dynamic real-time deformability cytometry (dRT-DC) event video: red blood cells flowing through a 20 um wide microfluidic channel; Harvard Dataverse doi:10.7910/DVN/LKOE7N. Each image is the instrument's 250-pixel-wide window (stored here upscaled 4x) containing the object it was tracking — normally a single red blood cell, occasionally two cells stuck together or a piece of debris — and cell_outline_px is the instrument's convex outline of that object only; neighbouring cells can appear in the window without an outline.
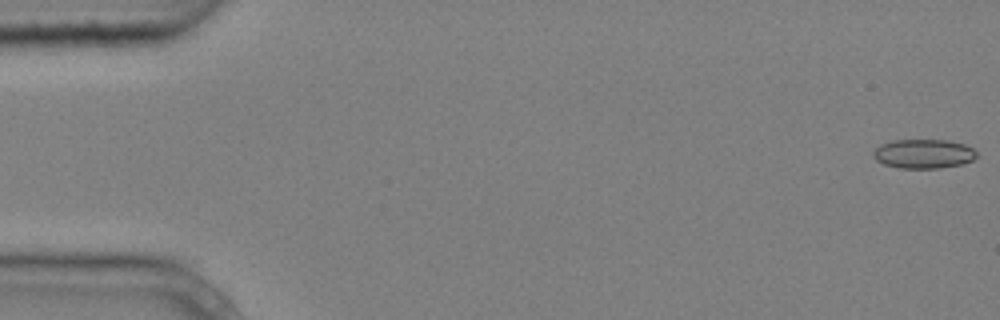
{"species": "common noctule bat (a hibernating species)", "species_latin": "Nyctalus noctula", "temperature_condition": "cold", "stored_images_in_passage": 5, "camera_frame_rate_fps": 3000, "um_per_image_px": 0.085, "animal": {"sex": "male", "body_mass_g": 20.4}, "frame": {"image": 1, "passage_image": 1, "time_ms": 0.0, "image_size_px": [1000, 320], "cell_outline_px": [[976, 156], [972, 160], [960, 164], [940, 168], [900, 168], [884, 164], [876, 160], [872, 156], [872, 152], [880, 144], [892, 140], [944, 140], [964, 144], [972, 148], [976, 152]], "centroid_in_image_um": [78.46, 13.07], "position_along_channel_um": 6.5, "area_um2": 17.51}}
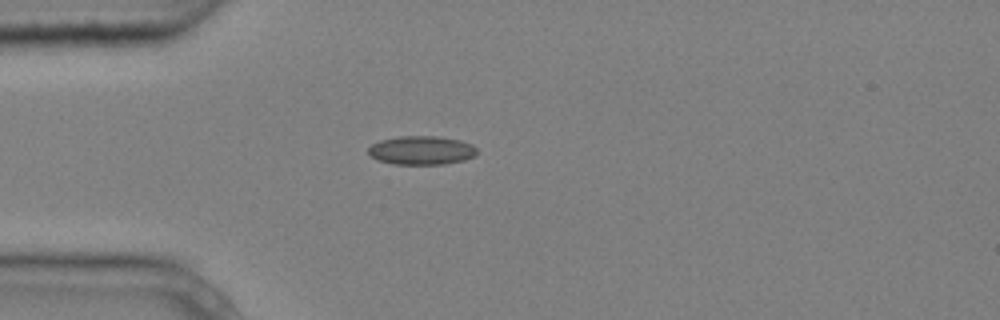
{"frame": {"image": 2, "passage_image": 5, "time_ms": 1.333, "image_size_px": [1000, 320], "cell_outline_px": [[476, 156], [464, 160], [444, 164], [392, 164], [376, 160], [368, 152], [368, 148], [372, 144], [380, 140], [400, 136], [440, 136], [460, 140], [472, 144], [476, 148]], "centroid_in_image_um": [35.83, 12.77], "position_along_channel_um": 49.2, "area_um2": 18.32}}